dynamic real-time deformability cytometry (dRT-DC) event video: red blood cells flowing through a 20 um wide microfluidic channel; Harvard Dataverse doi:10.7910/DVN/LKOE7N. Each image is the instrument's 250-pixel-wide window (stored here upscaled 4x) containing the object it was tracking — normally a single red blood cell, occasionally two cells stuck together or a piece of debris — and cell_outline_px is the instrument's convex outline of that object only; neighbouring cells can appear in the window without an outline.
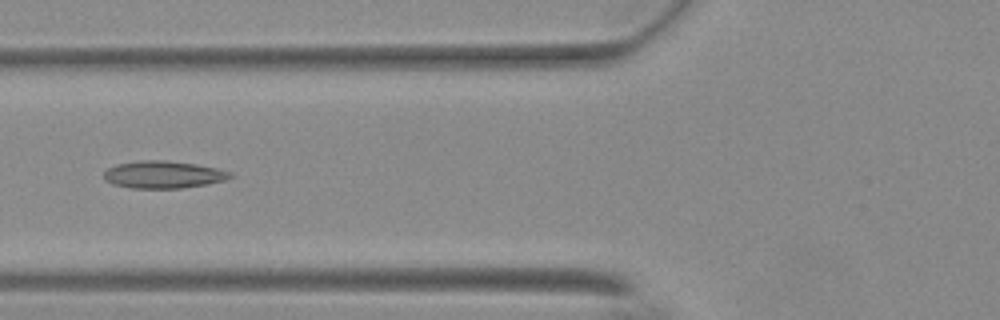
{"species": "Egyptian fruit bat (a non-hibernating species)", "species_latin": "Rousettus aegyptiacus", "temperature_condition": "warm", "stored_images_in_passage": 47, "camera_frame_rate_fps": 3000, "um_per_image_px": 0.085, "animal": {"sex": "female"}, "frame": {"image": 1, "passage_image": 21, "time_ms": 6.667, "image_size_px": [1000, 320], "cell_outline_px": [[232, 176], [224, 180], [208, 184], [180, 188], [128, 188], [112, 184], [104, 180], [104, 172], [108, 168], [116, 164], [140, 160], [168, 160], [196, 164], [216, 168], [232, 172]], "centroid_in_image_um": [13.85, 14.84], "position_along_channel_um": 112.0, "area_um2": 20.23}}
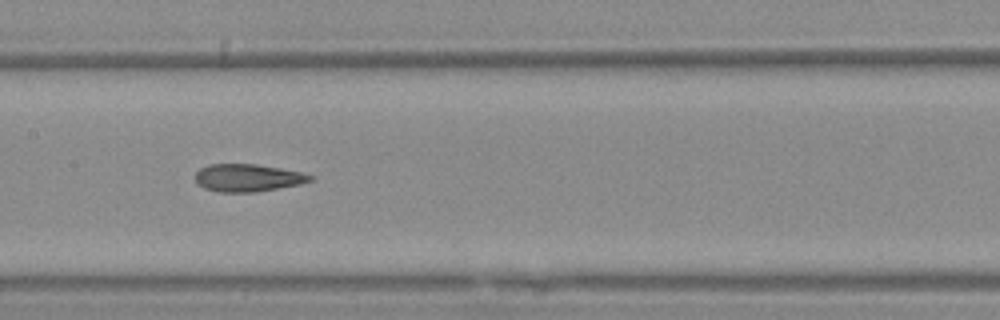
{"frame": {"image": 2, "passage_image": 27, "time_ms": 8.667, "image_size_px": [1000, 320], "cell_outline_px": [[312, 180], [300, 184], [256, 192], [216, 192], [204, 188], [196, 180], [196, 172], [200, 168], [208, 164], [256, 164], [280, 168], [300, 172], [312, 176]], "centroid_in_image_um": [21.03, 15.11], "position_along_channel_um": 186.4, "area_um2": 18.32}}
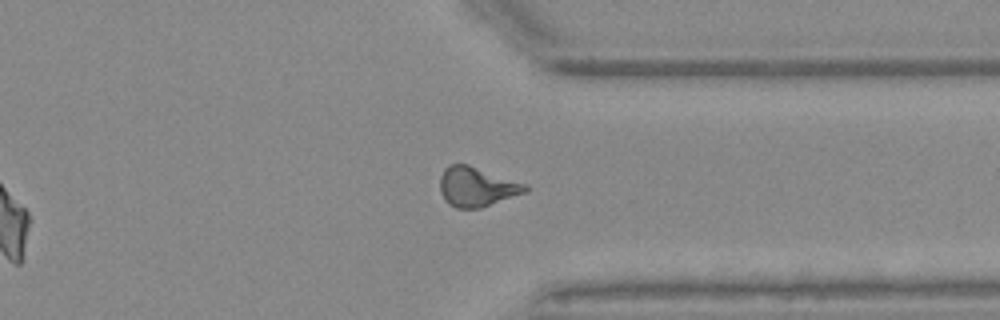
{"frame": {"image": 3, "passage_image": 42, "time_ms": 13.667, "image_size_px": [1000, 320], "cell_outline_px": [[528, 192], [480, 208], [456, 208], [448, 204], [440, 192], [440, 176], [444, 168], [448, 164], [468, 164], [528, 184]], "centroid_in_image_um": [40.53, 15.87], "position_along_channel_um": 370.9, "area_um2": 19.88}, "authors_computed_cell_mechanics": {"area_um2": 19.8832, "velocity_mm_per_s": 3.7108, "shape_relaxation_time_tau1_ms": null, "shape_relaxation_time_tau2_ms": 2.4659, "deformation_change_tau1": null, "deformation_change_tau2": 0.1177}}